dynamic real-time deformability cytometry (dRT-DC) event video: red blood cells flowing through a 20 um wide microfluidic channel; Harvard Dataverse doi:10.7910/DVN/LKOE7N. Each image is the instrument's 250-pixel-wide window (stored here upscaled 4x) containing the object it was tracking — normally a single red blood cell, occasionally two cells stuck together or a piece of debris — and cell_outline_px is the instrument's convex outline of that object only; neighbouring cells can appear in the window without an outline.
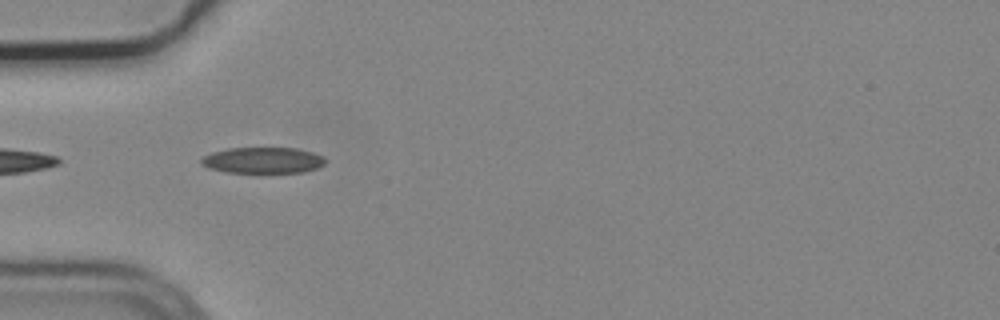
{"species": "common noctule bat (a hibernating species)", "species_latin": "Nyctalus noctula", "temperature_condition": "cold", "stored_images_in_passage": 5, "camera_frame_rate_fps": 3000, "um_per_image_px": 0.085, "animal": {"sex": "male", "body_mass_g": 19.2, "forearm_length_mm": 51.8}, "frame": {"image": 1, "passage_image": 4, "time_ms": 1.0, "image_size_px": [1000, 320], "cell_outline_px": [[328, 160], [324, 164], [316, 168], [304, 172], [224, 172], [208, 168], [200, 164], [200, 160], [204, 156], [212, 152], [228, 148], [296, 148], [312, 152], [324, 156]], "centroid_in_image_um": [22.35, 13.62], "position_along_channel_um": 62.7, "area_um2": 18.9}}
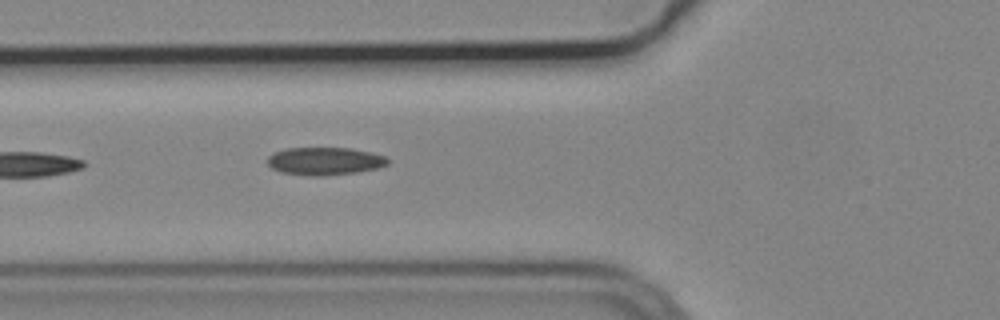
{"frame": {"image": 2, "passage_image": 5, "time_ms": 1.333, "image_size_px": [1000, 320], "cell_outline_px": [[388, 164], [380, 168], [356, 172], [320, 176], [312, 176], [280, 172], [272, 168], [268, 164], [268, 156], [272, 152], [284, 148], [352, 148], [372, 152], [384, 156], [388, 160]], "centroid_in_image_um": [27.59, 13.69], "position_along_channel_um": 98.2, "area_um2": 19.59}}